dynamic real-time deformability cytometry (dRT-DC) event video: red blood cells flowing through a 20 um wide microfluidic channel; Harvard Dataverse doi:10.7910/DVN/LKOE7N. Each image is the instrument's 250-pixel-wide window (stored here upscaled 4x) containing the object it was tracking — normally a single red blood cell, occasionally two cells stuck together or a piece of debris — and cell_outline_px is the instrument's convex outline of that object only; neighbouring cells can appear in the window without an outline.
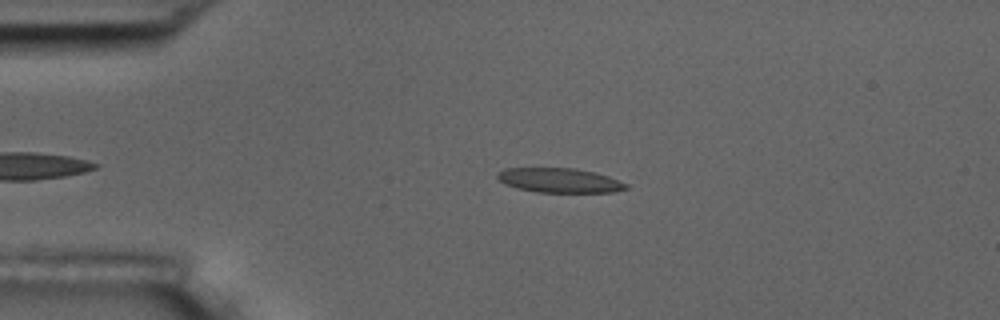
{"species": "common noctule bat (a hibernating species)", "species_latin": "Nyctalus noctula", "temperature_condition": "room temperature", "stored_images_in_passage": 48, "camera_frame_rate_fps": 3000, "um_per_image_px": 0.085, "animal": {"sex": "male", "body_mass_g": 17.5, "forearm_length_mm": 52.3}, "frame": {"image": 1, "passage_image": 11, "time_ms": 3.333, "image_size_px": [1000, 320], "cell_outline_px": [[628, 188], [612, 192], [536, 192], [516, 188], [504, 184], [496, 176], [496, 172], [504, 168], [576, 168], [596, 172], [608, 176], [628, 184]], "centroid_in_image_um": [47.53, 15.32], "position_along_channel_um": 37.5, "area_um2": 18.5}}
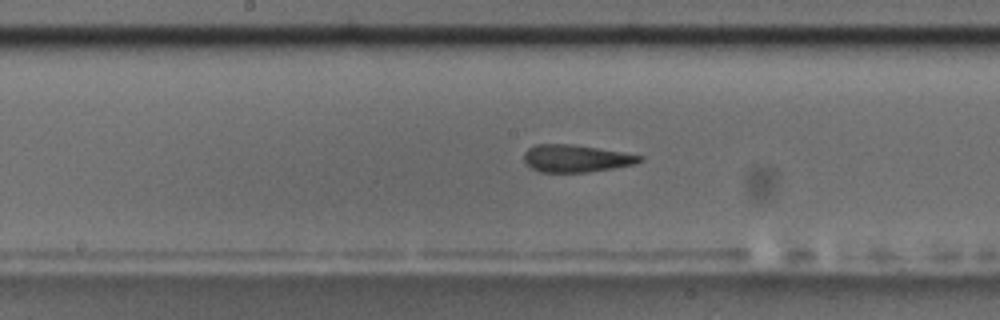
{"frame": {"image": 2, "passage_image": 27, "time_ms": 8.667, "image_size_px": [1000, 320], "cell_outline_px": [[644, 160], [636, 164], [588, 172], [540, 172], [532, 168], [524, 160], [524, 152], [528, 148], [536, 144], [572, 144], [624, 152], [644, 156]], "centroid_in_image_um": [48.99, 13.46], "position_along_channel_um": 199.2, "area_um2": 18.5}}
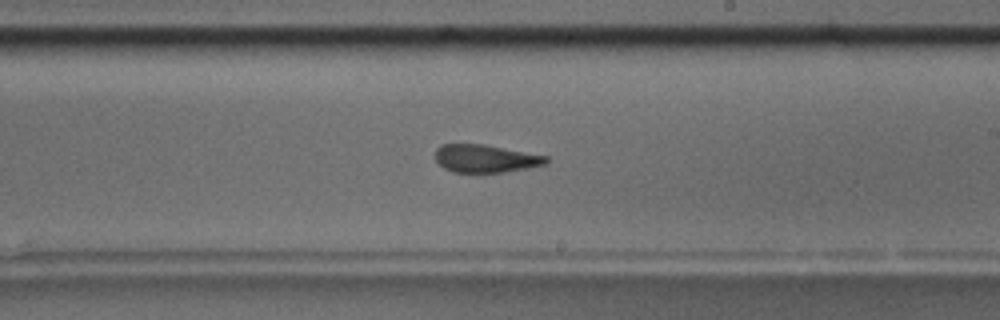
{"frame": {"image": 3, "passage_image": 31, "time_ms": 10.0, "image_size_px": [1000, 320], "cell_outline_px": [[548, 164], [528, 168], [504, 172], [452, 172], [444, 168], [436, 160], [436, 148], [440, 144], [484, 144], [548, 156]], "centroid_in_image_um": [41.28, 13.47], "position_along_channel_um": 247.7, "area_um2": 18.03}, "authors_computed_cell_mechanics": {"area_um2": 18.6694, "velocity_mm_per_s": 3.6591, "shape_relaxation_time_tau1_ms": 6.4384, "shape_relaxation_time_tau2_ms": 1.8505, "deformation_change_tau1": 0.1835, "deformation_change_tau2": 0.0983}}